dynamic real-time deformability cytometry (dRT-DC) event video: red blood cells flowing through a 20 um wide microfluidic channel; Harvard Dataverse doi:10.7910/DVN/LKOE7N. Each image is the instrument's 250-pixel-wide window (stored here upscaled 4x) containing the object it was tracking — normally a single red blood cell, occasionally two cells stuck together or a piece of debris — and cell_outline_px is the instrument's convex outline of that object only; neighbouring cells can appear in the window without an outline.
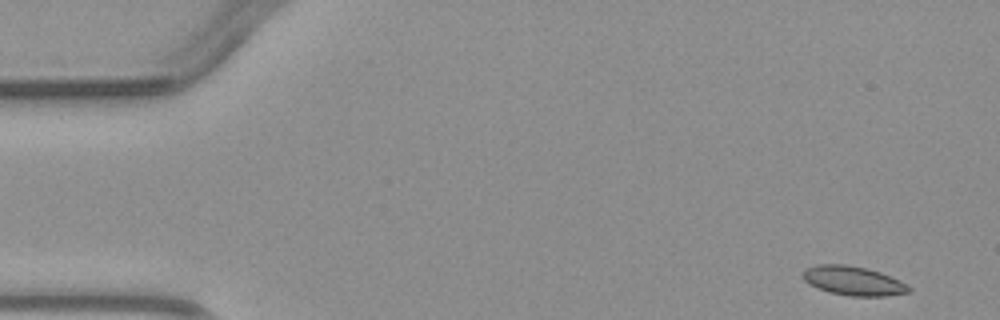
{"species": "common noctule bat (a hibernating species)", "species_latin": "Nyctalus noctula", "temperature_condition": "warm", "stored_images_in_passage": 3, "camera_frame_rate_fps": 3000, "um_per_image_px": 0.085, "animal": {"sex": "male", "body_mass_g": 23.1, "forearm_length_mm": 52.7}, "frame": {"image": 1, "passage_image": 1, "time_ms": 0.0, "image_size_px": [1000, 320], "cell_outline_px": [[912, 288], [908, 292], [884, 296], [852, 296], [828, 292], [816, 288], [808, 284], [804, 280], [804, 268], [816, 264], [844, 264], [868, 268], [880, 272], [900, 280], [908, 284]], "centroid_in_image_um": [72.52, 23.86], "position_along_channel_um": 12.5, "area_um2": 18.15}}